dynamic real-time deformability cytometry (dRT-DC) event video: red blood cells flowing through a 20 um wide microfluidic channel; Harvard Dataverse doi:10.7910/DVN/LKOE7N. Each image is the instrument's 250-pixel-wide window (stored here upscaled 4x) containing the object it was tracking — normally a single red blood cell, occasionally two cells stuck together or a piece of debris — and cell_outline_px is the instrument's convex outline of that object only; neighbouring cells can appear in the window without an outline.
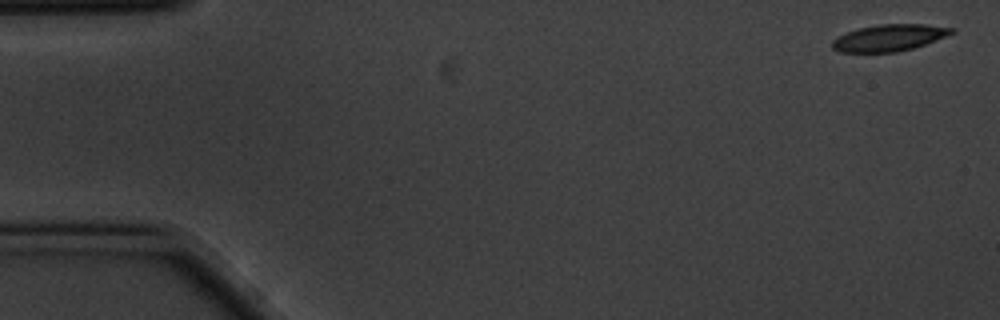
{"species": "common noctule bat (a hibernating species)", "species_latin": "Nyctalus noctula", "temperature_condition": "cold", "stored_images_in_passage": 5, "camera_frame_rate_fps": 3000, "um_per_image_px": 0.085, "animal": {"sex": "male", "body_mass_g": 20.1, "forearm_length_mm": 53.5}, "frame": {"image": 1, "passage_image": 1, "time_ms": 0.0, "image_size_px": [1000, 320], "cell_outline_px": [[956, 32], [936, 40], [912, 48], [896, 52], [840, 52], [832, 48], [832, 40], [836, 36], [844, 32], [860, 28], [880, 24], [924, 24], [956, 28]], "centroid_in_image_um": [75.57, 3.2], "position_along_channel_um": 9.4, "area_um2": 18.61}}